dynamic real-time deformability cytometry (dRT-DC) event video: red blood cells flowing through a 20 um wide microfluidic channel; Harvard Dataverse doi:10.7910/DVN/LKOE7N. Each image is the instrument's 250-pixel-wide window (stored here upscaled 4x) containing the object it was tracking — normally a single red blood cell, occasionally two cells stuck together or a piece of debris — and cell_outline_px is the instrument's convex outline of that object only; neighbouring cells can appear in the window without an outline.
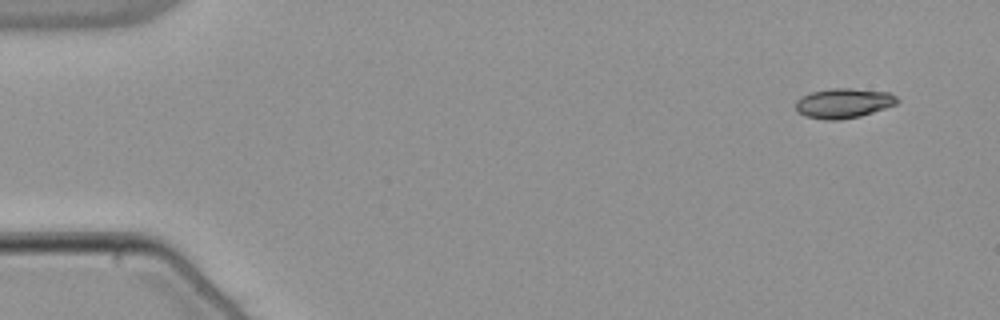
{"species": "common noctule bat (a hibernating species)", "species_latin": "Nyctalus noctula", "temperature_condition": "warm", "stored_images_in_passage": 51, "camera_frame_rate_fps": 3000, "um_per_image_px": 0.085, "animal": {"sex": "male", "body_mass_g": 21.5, "forearm_length_mm": 52.0}, "frame": {"image": 1, "passage_image": 1, "time_ms": 0.0, "image_size_px": [1000, 320], "cell_outline_px": [[900, 100], [896, 104], [860, 116], [840, 120], [824, 120], [804, 116], [796, 112], [796, 100], [800, 96], [812, 92], [832, 88], [848, 88], [888, 92], [896, 96]], "centroid_in_image_um": [71.66, 8.78], "position_along_channel_um": 13.3, "area_um2": 17.69}}
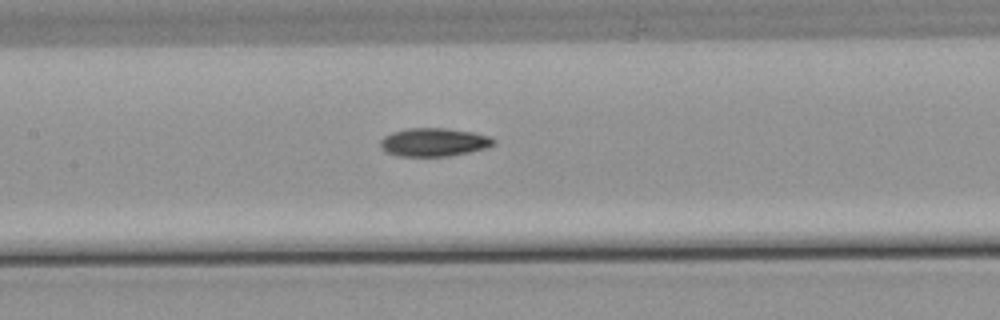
{"frame": {"image": 2, "passage_image": 23, "time_ms": 7.333, "image_size_px": [1000, 320], "cell_outline_px": [[496, 144], [484, 148], [468, 152], [448, 156], [396, 156], [380, 148], [380, 140], [384, 136], [392, 132], [408, 128], [444, 128], [472, 132], [492, 136], [496, 140]], "centroid_in_image_um": [36.88, 12.08], "position_along_channel_um": 170.5, "area_um2": 18.73}}
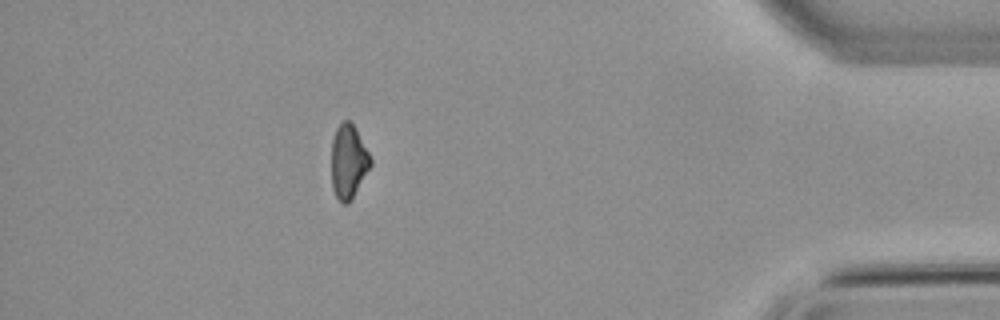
{"frame": {"image": 3, "passage_image": 45, "time_ms": 14.667, "image_size_px": [1000, 320], "cell_outline_px": [[372, 164], [348, 204], [344, 204], [336, 196], [332, 188], [332, 140], [336, 128], [344, 120], [348, 120], [352, 124], [368, 152], [372, 160]], "centroid_in_image_um": [29.6, 13.74], "position_along_channel_um": 405.6, "area_um2": 16.42}, "authors_computed_cell_mechanics": {"area_um2": 17.918, "velocity_mm_per_s": 3.8539, "shape_relaxation_time_tau1_ms": 6.5283, "shape_relaxation_time_tau2_ms": null, "deformation_change_tau1": 0.1664, "deformation_change_tau2": null}}